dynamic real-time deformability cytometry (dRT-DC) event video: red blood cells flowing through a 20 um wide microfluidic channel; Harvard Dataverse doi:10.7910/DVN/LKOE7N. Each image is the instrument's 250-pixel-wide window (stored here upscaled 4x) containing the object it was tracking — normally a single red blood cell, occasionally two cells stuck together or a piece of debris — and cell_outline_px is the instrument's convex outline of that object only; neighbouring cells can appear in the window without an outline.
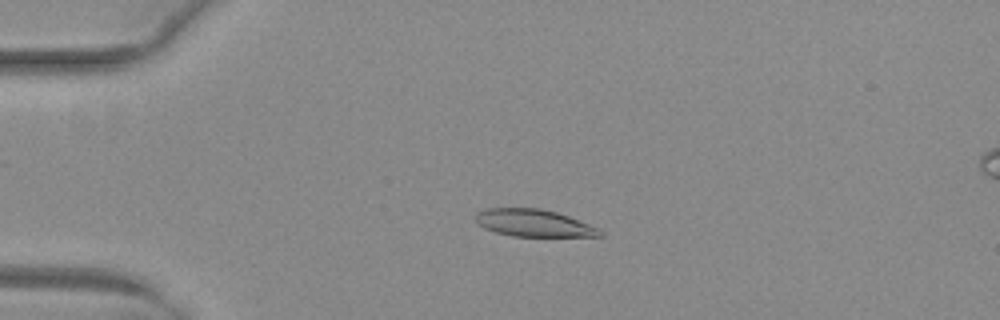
{"species": "common noctule bat (a hibernating species)", "species_latin": "Nyctalus noctula", "temperature_condition": "warm", "stored_images_in_passage": 52, "camera_frame_rate_fps": 3000, "um_per_image_px": 0.085, "animal": {"sex": "female", "body_mass_g": 29.2, "forearm_length_mm": 56.3}, "frame": {"image": 1, "passage_image": 13, "time_ms": 4.0, "image_size_px": [1000, 320], "cell_outline_px": [[604, 236], [512, 236], [496, 232], [484, 228], [476, 224], [472, 220], [472, 216], [476, 212], [488, 208], [540, 208], [556, 212], [568, 216], [600, 228], [604, 232]], "centroid_in_image_um": [45.31, 18.95], "position_along_channel_um": 39.7, "area_um2": 20.0}}
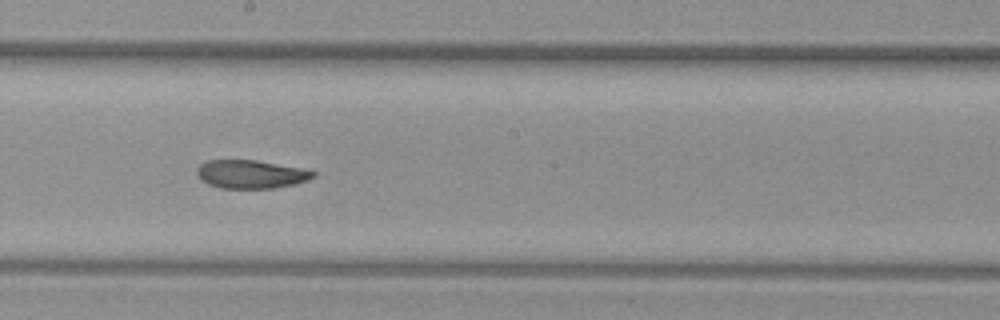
{"frame": {"image": 2, "passage_image": 30, "time_ms": 9.667, "image_size_px": [1000, 320], "cell_outline_px": [[316, 176], [308, 180], [292, 184], [272, 188], [220, 188], [208, 184], [200, 180], [196, 176], [196, 168], [200, 164], [208, 160], [256, 160], [304, 168], [316, 172]], "centroid_in_image_um": [21.3, 14.8], "position_along_channel_um": 226.9, "area_um2": 19.36}}
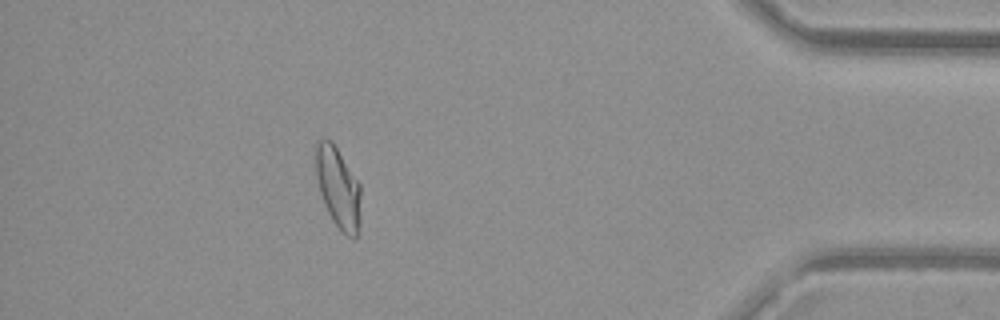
{"frame": {"image": 3, "passage_image": 47, "time_ms": 15.333, "image_size_px": [1000, 320], "cell_outline_px": [[360, 224], [356, 240], [352, 240], [340, 232], [332, 220], [324, 204], [320, 192], [316, 176], [316, 140], [332, 140], [360, 184]], "centroid_in_image_um": [28.76, 16.02], "position_along_channel_um": 406.4, "area_um2": 21.5}, "authors_computed_cell_mechanics": {"area_um2": 21.0681, "velocity_mm_per_s": 3.9983, "shape_relaxation_time_tau1_ms": 7.8909, "shape_relaxation_time_tau2_ms": 6.0408, "deformation_change_tau1": 0.1906, "deformation_change_tau2": 0.1312}}